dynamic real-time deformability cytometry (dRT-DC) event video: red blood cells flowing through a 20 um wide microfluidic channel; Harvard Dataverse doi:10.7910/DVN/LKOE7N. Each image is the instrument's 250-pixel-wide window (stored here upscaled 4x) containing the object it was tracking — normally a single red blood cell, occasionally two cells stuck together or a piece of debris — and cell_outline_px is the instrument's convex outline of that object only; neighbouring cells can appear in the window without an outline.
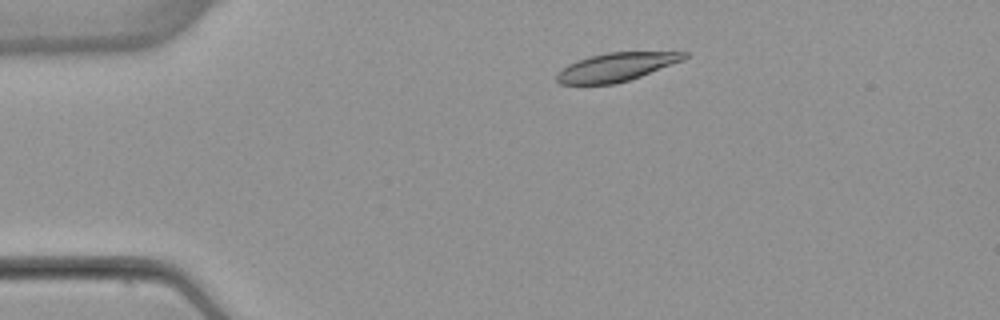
{"species": "common noctule bat (a hibernating species)", "species_latin": "Nyctalus noctula", "temperature_condition": "warm", "stored_images_in_passage": 49, "camera_frame_rate_fps": 3000, "um_per_image_px": 0.085, "animal": {"sex": "female", "body_mass_g": 22.7, "forearm_length_mm": 54.2}, "frame": {"image": 1, "passage_image": 7, "time_ms": 2.0, "image_size_px": [1000, 320], "cell_outline_px": [[688, 56], [684, 60], [640, 76], [616, 84], [560, 84], [556, 80], [556, 76], [568, 64], [592, 56], [608, 52], [688, 52]], "centroid_in_image_um": [52.41, 5.7], "position_along_channel_um": 32.6, "area_um2": 20.75}}
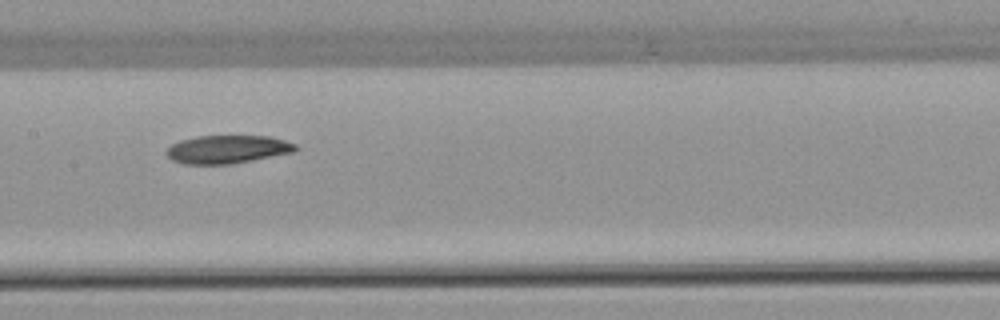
{"frame": {"image": 2, "passage_image": 23, "time_ms": 7.333, "image_size_px": [1000, 320], "cell_outline_px": [[300, 148], [296, 152], [228, 164], [184, 164], [172, 160], [164, 152], [172, 144], [180, 140], [196, 136], [268, 136], [284, 140], [296, 144]], "centroid_in_image_um": [19.34, 12.69], "position_along_channel_um": 188.1, "area_um2": 21.21}}
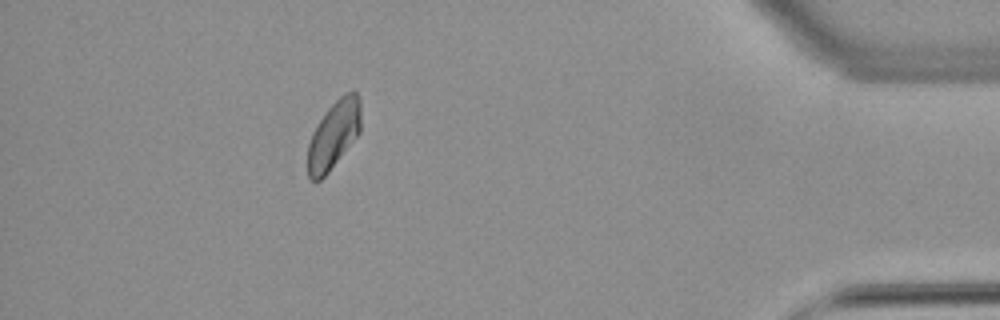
{"frame": {"image": 3, "passage_image": 44, "time_ms": 14.333, "image_size_px": [1000, 320], "cell_outline_px": [[360, 132], [328, 172], [320, 180], [312, 180], [308, 176], [308, 144], [312, 132], [316, 124], [328, 108], [340, 96], [352, 88], [356, 92], [360, 100]], "centroid_in_image_um": [28.36, 11.42], "position_along_channel_um": 406.8, "area_um2": 20.92}, "authors_computed_cell_mechanics": {"area_um2": 21.7906, "velocity_mm_per_s": 3.8617, "shape_relaxation_time_tau1_ms": 8.7452, "shape_relaxation_time_tau2_ms": null, "deformation_change_tau1": 0.1745, "deformation_change_tau2": null}}